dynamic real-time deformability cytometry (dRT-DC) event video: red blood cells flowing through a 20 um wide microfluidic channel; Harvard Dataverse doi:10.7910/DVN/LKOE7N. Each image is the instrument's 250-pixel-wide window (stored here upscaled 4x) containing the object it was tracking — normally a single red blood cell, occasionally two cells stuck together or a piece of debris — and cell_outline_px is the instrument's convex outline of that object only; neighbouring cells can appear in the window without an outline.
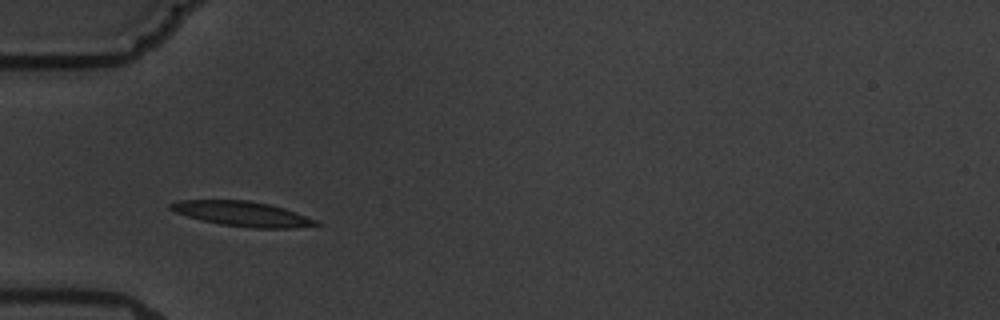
{"species": "common noctule bat (a hibernating species)", "species_latin": "Nyctalus noctula", "temperature_condition": "warm", "stored_images_in_passage": 4, "camera_frame_rate_fps": 3000, "um_per_image_px": 0.085, "animal": {"sex": "male", "body_mass_g": 19.5, "forearm_length_mm": 54.6}, "frame": {"image": 1, "passage_image": 2, "time_ms": 2.0, "image_size_px": [1000, 320], "cell_outline_px": [[320, 224], [292, 228], [252, 228], [220, 224], [188, 216], [176, 212], [168, 208], [168, 204], [180, 200], [248, 200], [268, 204], [284, 208], [296, 212], [316, 220]], "centroid_in_image_um": [20.58, 18.17], "position_along_channel_um": 64.4, "area_um2": 20.81}}
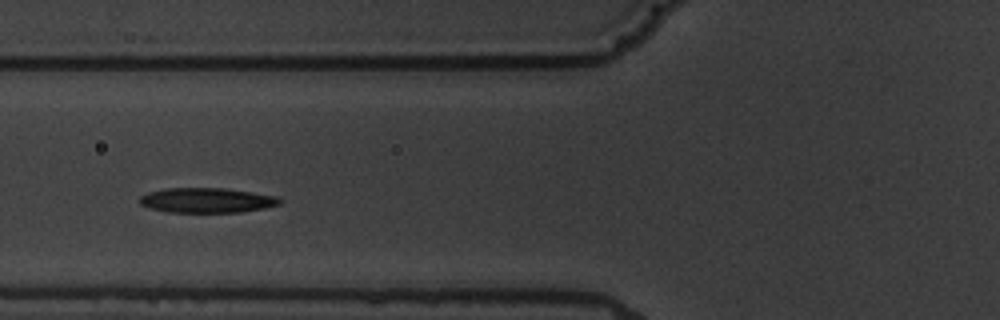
{"frame": {"image": 2, "passage_image": 3, "time_ms": 3.333, "image_size_px": [1000, 320], "cell_outline_px": [[284, 200], [280, 204], [264, 208], [240, 212], [164, 212], [148, 208], [140, 204], [140, 196], [148, 192], [164, 188], [224, 188], [252, 192], [276, 196]], "centroid_in_image_um": [17.56, 17.02], "position_along_channel_um": 108.2, "area_um2": 20.46}}
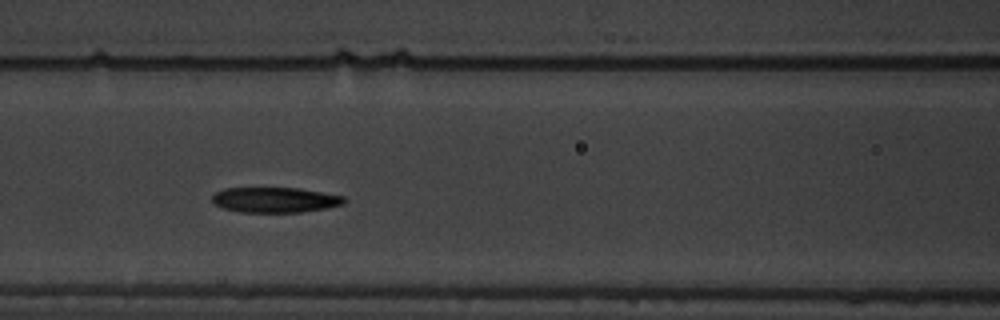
{"frame": {"image": 3, "passage_image": 4, "time_ms": 4.333, "image_size_px": [1000, 320], "cell_outline_px": [[348, 200], [344, 204], [324, 208], [300, 212], [240, 212], [224, 208], [212, 204], [212, 196], [216, 192], [224, 188], [300, 188], [344, 196]], "centroid_in_image_um": [23.37, 16.98], "position_along_channel_um": 143.2, "area_um2": 19.48}}